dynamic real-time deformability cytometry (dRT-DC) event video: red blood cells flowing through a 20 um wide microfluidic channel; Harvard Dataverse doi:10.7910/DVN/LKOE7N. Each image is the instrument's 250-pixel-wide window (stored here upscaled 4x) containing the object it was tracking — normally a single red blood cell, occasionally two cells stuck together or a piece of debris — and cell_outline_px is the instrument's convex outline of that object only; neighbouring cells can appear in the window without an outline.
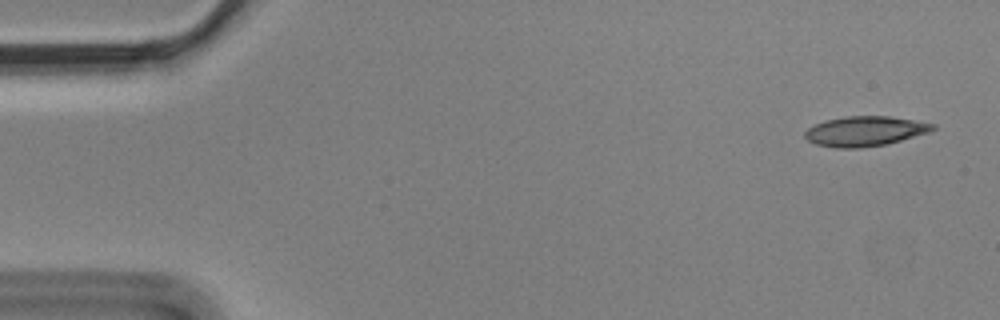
{"species": "Egyptian fruit bat (a non-hibernating species)", "species_latin": "Rousettus aegyptiacus", "temperature_condition": "cold", "stored_images_in_passage": 5, "camera_frame_rate_fps": 3000, "um_per_image_px": 0.085, "animal": {"sex": "male"}, "frame": {"image": 1, "passage_image": 1, "time_ms": 0.0, "image_size_px": [1000, 320], "cell_outline_px": [[936, 128], [928, 132], [888, 144], [860, 148], [836, 148], [816, 144], [808, 140], [804, 136], [804, 132], [808, 128], [824, 120], [844, 116], [888, 116], [936, 124]], "centroid_in_image_um": [73.5, 11.15], "position_along_channel_um": 11.5, "area_um2": 22.25}}
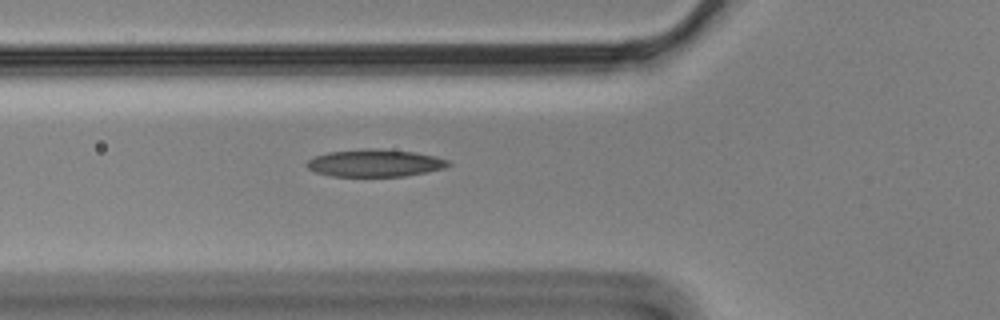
{"frame": {"image": 2, "passage_image": 5, "time_ms": 1.333, "image_size_px": [1000, 320], "cell_outline_px": [[452, 164], [444, 168], [404, 176], [332, 176], [316, 172], [308, 168], [304, 164], [308, 160], [316, 156], [328, 152], [368, 148], [372, 148], [412, 152], [436, 156], [448, 160]], "centroid_in_image_um": [31.85, 13.86], "position_along_channel_um": 93.9, "area_um2": 22.37}}